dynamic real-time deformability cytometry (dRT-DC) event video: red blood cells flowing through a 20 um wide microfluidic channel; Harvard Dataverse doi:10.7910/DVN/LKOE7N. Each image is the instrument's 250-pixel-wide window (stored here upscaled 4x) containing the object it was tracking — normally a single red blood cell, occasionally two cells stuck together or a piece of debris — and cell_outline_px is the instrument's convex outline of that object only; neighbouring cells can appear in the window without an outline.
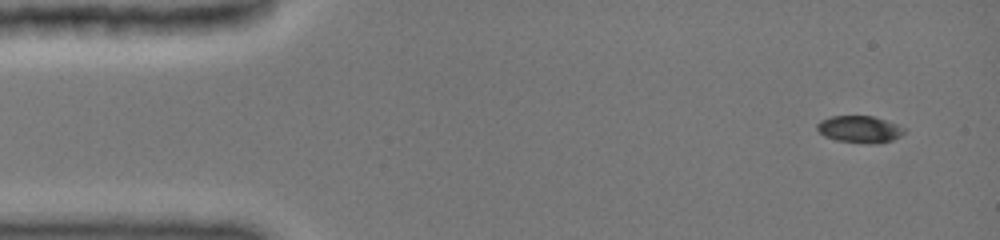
{"species": "common noctule bat (a hibernating species)", "species_latin": "Nyctalus noctula", "temperature_condition": "cold", "stored_images_in_passage": 7, "camera_frame_rate_fps": 3000, "um_per_image_px": 0.085, "animal": {"sex": "female", "body_mass_g": 19.0, "forearm_length_mm": 51.5}, "frame": {"image": 1, "passage_image": 1, "time_ms": 0.0, "image_size_px": [1000, 240], "cell_outline_px": [[904, 132], [900, 136], [892, 140], [876, 144], [836, 140], [824, 136], [816, 128], [816, 124], [820, 120], [832, 116], [872, 116], [896, 124], [904, 128]], "centroid_in_image_um": [73.04, 10.98], "position_along_channel_um": 12.0, "area_um2": 13.53}}
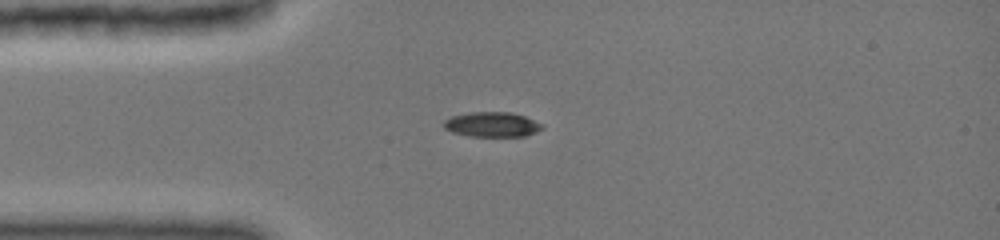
{"frame": {"image": 2, "passage_image": 5, "time_ms": 3.0, "image_size_px": [1000, 240], "cell_outline_px": [[544, 128], [536, 132], [524, 136], [468, 136], [452, 132], [444, 128], [444, 120], [452, 116], [472, 112], [512, 112], [524, 116], [544, 124]], "centroid_in_image_um": [41.84, 10.58], "position_along_channel_um": 43.2, "area_um2": 14.28}}
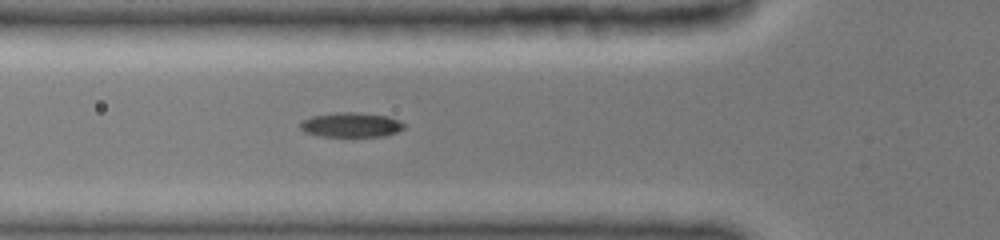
{"frame": {"image": 3, "passage_image": 7, "time_ms": 4.667, "image_size_px": [1000, 240], "cell_outline_px": [[404, 128], [396, 132], [384, 136], [320, 136], [304, 132], [300, 128], [300, 124], [304, 120], [312, 116], [348, 112], [388, 116], [404, 124]], "centroid_in_image_um": [29.83, 10.63], "position_along_channel_um": 96.0, "area_um2": 14.45}}